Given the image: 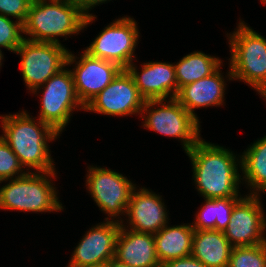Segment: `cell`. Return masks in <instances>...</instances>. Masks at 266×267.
I'll use <instances>...</instances> for the list:
<instances>
[{"label": "cell", "instance_id": "cell-9", "mask_svg": "<svg viewBox=\"0 0 266 267\" xmlns=\"http://www.w3.org/2000/svg\"><path fill=\"white\" fill-rule=\"evenodd\" d=\"M138 38L136 21L130 17H122L105 27L85 52L126 69L134 58Z\"/></svg>", "mask_w": 266, "mask_h": 267}, {"label": "cell", "instance_id": "cell-14", "mask_svg": "<svg viewBox=\"0 0 266 267\" xmlns=\"http://www.w3.org/2000/svg\"><path fill=\"white\" fill-rule=\"evenodd\" d=\"M75 66L76 68L71 70L75 90L84 106L104 90L123 70L116 63L90 56L85 51Z\"/></svg>", "mask_w": 266, "mask_h": 267}, {"label": "cell", "instance_id": "cell-4", "mask_svg": "<svg viewBox=\"0 0 266 267\" xmlns=\"http://www.w3.org/2000/svg\"><path fill=\"white\" fill-rule=\"evenodd\" d=\"M229 36V80H243L266 99V39L243 22Z\"/></svg>", "mask_w": 266, "mask_h": 267}, {"label": "cell", "instance_id": "cell-23", "mask_svg": "<svg viewBox=\"0 0 266 267\" xmlns=\"http://www.w3.org/2000/svg\"><path fill=\"white\" fill-rule=\"evenodd\" d=\"M242 197L205 199V205L196 215V222L192 223L194 230L214 229L222 231L227 228L235 204Z\"/></svg>", "mask_w": 266, "mask_h": 267}, {"label": "cell", "instance_id": "cell-11", "mask_svg": "<svg viewBox=\"0 0 266 267\" xmlns=\"http://www.w3.org/2000/svg\"><path fill=\"white\" fill-rule=\"evenodd\" d=\"M255 194L242 197L234 206L224 236L233 247L254 246L266 242V220Z\"/></svg>", "mask_w": 266, "mask_h": 267}, {"label": "cell", "instance_id": "cell-5", "mask_svg": "<svg viewBox=\"0 0 266 267\" xmlns=\"http://www.w3.org/2000/svg\"><path fill=\"white\" fill-rule=\"evenodd\" d=\"M48 176L55 177V171H29L24 176L11 179L0 188V209L24 212L61 211L62 204L58 201L57 192Z\"/></svg>", "mask_w": 266, "mask_h": 267}, {"label": "cell", "instance_id": "cell-32", "mask_svg": "<svg viewBox=\"0 0 266 267\" xmlns=\"http://www.w3.org/2000/svg\"><path fill=\"white\" fill-rule=\"evenodd\" d=\"M2 59H3V55H2V51H1V49H0V66H1V64H2V62H1Z\"/></svg>", "mask_w": 266, "mask_h": 267}, {"label": "cell", "instance_id": "cell-6", "mask_svg": "<svg viewBox=\"0 0 266 267\" xmlns=\"http://www.w3.org/2000/svg\"><path fill=\"white\" fill-rule=\"evenodd\" d=\"M14 53L21 56V73L26 87L33 93L65 66L76 62L74 54L61 43L35 42L24 38Z\"/></svg>", "mask_w": 266, "mask_h": 267}, {"label": "cell", "instance_id": "cell-2", "mask_svg": "<svg viewBox=\"0 0 266 267\" xmlns=\"http://www.w3.org/2000/svg\"><path fill=\"white\" fill-rule=\"evenodd\" d=\"M3 136L12 151L25 168L36 172L55 171L47 141L59 136L50 125L38 119V123L26 111L20 114L1 116Z\"/></svg>", "mask_w": 266, "mask_h": 267}, {"label": "cell", "instance_id": "cell-21", "mask_svg": "<svg viewBox=\"0 0 266 267\" xmlns=\"http://www.w3.org/2000/svg\"><path fill=\"white\" fill-rule=\"evenodd\" d=\"M240 157L241 170L253 193L266 192V136L256 141ZM252 187V188H251ZM255 190V192H254Z\"/></svg>", "mask_w": 266, "mask_h": 267}, {"label": "cell", "instance_id": "cell-17", "mask_svg": "<svg viewBox=\"0 0 266 267\" xmlns=\"http://www.w3.org/2000/svg\"><path fill=\"white\" fill-rule=\"evenodd\" d=\"M122 223L121 220L114 259L131 267H161L156 256L154 235L126 230Z\"/></svg>", "mask_w": 266, "mask_h": 267}, {"label": "cell", "instance_id": "cell-25", "mask_svg": "<svg viewBox=\"0 0 266 267\" xmlns=\"http://www.w3.org/2000/svg\"><path fill=\"white\" fill-rule=\"evenodd\" d=\"M22 168L24 167L20 164L18 156L0 136V183L13 179L15 174H18V177L24 176L27 172H23Z\"/></svg>", "mask_w": 266, "mask_h": 267}, {"label": "cell", "instance_id": "cell-24", "mask_svg": "<svg viewBox=\"0 0 266 267\" xmlns=\"http://www.w3.org/2000/svg\"><path fill=\"white\" fill-rule=\"evenodd\" d=\"M228 267H266V242L254 246L233 247Z\"/></svg>", "mask_w": 266, "mask_h": 267}, {"label": "cell", "instance_id": "cell-30", "mask_svg": "<svg viewBox=\"0 0 266 267\" xmlns=\"http://www.w3.org/2000/svg\"><path fill=\"white\" fill-rule=\"evenodd\" d=\"M106 267H131V266L126 265L124 263H120L116 259H111L106 263Z\"/></svg>", "mask_w": 266, "mask_h": 267}, {"label": "cell", "instance_id": "cell-20", "mask_svg": "<svg viewBox=\"0 0 266 267\" xmlns=\"http://www.w3.org/2000/svg\"><path fill=\"white\" fill-rule=\"evenodd\" d=\"M194 228L190 224L164 226L154 233L155 251L160 264L191 255Z\"/></svg>", "mask_w": 266, "mask_h": 267}, {"label": "cell", "instance_id": "cell-29", "mask_svg": "<svg viewBox=\"0 0 266 267\" xmlns=\"http://www.w3.org/2000/svg\"><path fill=\"white\" fill-rule=\"evenodd\" d=\"M86 16H89V9L94 8L95 5H98L107 0H71Z\"/></svg>", "mask_w": 266, "mask_h": 267}, {"label": "cell", "instance_id": "cell-13", "mask_svg": "<svg viewBox=\"0 0 266 267\" xmlns=\"http://www.w3.org/2000/svg\"><path fill=\"white\" fill-rule=\"evenodd\" d=\"M120 228V220H107L91 228L75 248L67 267L106 264L114 259Z\"/></svg>", "mask_w": 266, "mask_h": 267}, {"label": "cell", "instance_id": "cell-12", "mask_svg": "<svg viewBox=\"0 0 266 267\" xmlns=\"http://www.w3.org/2000/svg\"><path fill=\"white\" fill-rule=\"evenodd\" d=\"M145 99L140 95L132 76L123 69L118 76L86 106L99 114L125 116L141 114Z\"/></svg>", "mask_w": 266, "mask_h": 267}, {"label": "cell", "instance_id": "cell-8", "mask_svg": "<svg viewBox=\"0 0 266 267\" xmlns=\"http://www.w3.org/2000/svg\"><path fill=\"white\" fill-rule=\"evenodd\" d=\"M39 119L50 125L57 133L65 128L71 117V112L85 109L79 100L71 70L63 68L44 83Z\"/></svg>", "mask_w": 266, "mask_h": 267}, {"label": "cell", "instance_id": "cell-15", "mask_svg": "<svg viewBox=\"0 0 266 267\" xmlns=\"http://www.w3.org/2000/svg\"><path fill=\"white\" fill-rule=\"evenodd\" d=\"M140 95L146 100H165L177 95L175 66L166 62L144 63L139 74L133 62L126 68Z\"/></svg>", "mask_w": 266, "mask_h": 267}, {"label": "cell", "instance_id": "cell-7", "mask_svg": "<svg viewBox=\"0 0 266 267\" xmlns=\"http://www.w3.org/2000/svg\"><path fill=\"white\" fill-rule=\"evenodd\" d=\"M166 101L168 104L163 103ZM155 105H161L151 109ZM145 119L144 127L165 136L179 138L188 152L201 138L199 120L190 114L175 98L167 100H146L141 114Z\"/></svg>", "mask_w": 266, "mask_h": 267}, {"label": "cell", "instance_id": "cell-18", "mask_svg": "<svg viewBox=\"0 0 266 267\" xmlns=\"http://www.w3.org/2000/svg\"><path fill=\"white\" fill-rule=\"evenodd\" d=\"M220 67L211 75L198 81L181 87L175 99L197 119L194 113L195 108L220 106L223 101L225 85L223 75L220 73Z\"/></svg>", "mask_w": 266, "mask_h": 267}, {"label": "cell", "instance_id": "cell-22", "mask_svg": "<svg viewBox=\"0 0 266 267\" xmlns=\"http://www.w3.org/2000/svg\"><path fill=\"white\" fill-rule=\"evenodd\" d=\"M222 61L203 52H193L183 57L175 64L178 90L190 83L198 81L214 73L221 67Z\"/></svg>", "mask_w": 266, "mask_h": 267}, {"label": "cell", "instance_id": "cell-26", "mask_svg": "<svg viewBox=\"0 0 266 267\" xmlns=\"http://www.w3.org/2000/svg\"><path fill=\"white\" fill-rule=\"evenodd\" d=\"M20 32H23L22 23L0 14V47L15 52L24 39Z\"/></svg>", "mask_w": 266, "mask_h": 267}, {"label": "cell", "instance_id": "cell-10", "mask_svg": "<svg viewBox=\"0 0 266 267\" xmlns=\"http://www.w3.org/2000/svg\"><path fill=\"white\" fill-rule=\"evenodd\" d=\"M87 188L98 207L112 217L126 213L131 194L137 189L130 180L111 169L89 167Z\"/></svg>", "mask_w": 266, "mask_h": 267}, {"label": "cell", "instance_id": "cell-1", "mask_svg": "<svg viewBox=\"0 0 266 267\" xmlns=\"http://www.w3.org/2000/svg\"><path fill=\"white\" fill-rule=\"evenodd\" d=\"M194 181L204 199L239 197L236 156L228 149L200 139L188 152Z\"/></svg>", "mask_w": 266, "mask_h": 267}, {"label": "cell", "instance_id": "cell-28", "mask_svg": "<svg viewBox=\"0 0 266 267\" xmlns=\"http://www.w3.org/2000/svg\"><path fill=\"white\" fill-rule=\"evenodd\" d=\"M161 267H207L204 263L193 257L192 255L169 260L161 264Z\"/></svg>", "mask_w": 266, "mask_h": 267}, {"label": "cell", "instance_id": "cell-16", "mask_svg": "<svg viewBox=\"0 0 266 267\" xmlns=\"http://www.w3.org/2000/svg\"><path fill=\"white\" fill-rule=\"evenodd\" d=\"M164 206L161 196L145 188H140L138 192L134 189L126 210L129 225H132L129 229L157 233L168 223V214Z\"/></svg>", "mask_w": 266, "mask_h": 267}, {"label": "cell", "instance_id": "cell-3", "mask_svg": "<svg viewBox=\"0 0 266 267\" xmlns=\"http://www.w3.org/2000/svg\"><path fill=\"white\" fill-rule=\"evenodd\" d=\"M95 17L86 16L71 0H33L22 33L32 36L27 40L59 44L55 37L79 34Z\"/></svg>", "mask_w": 266, "mask_h": 267}, {"label": "cell", "instance_id": "cell-19", "mask_svg": "<svg viewBox=\"0 0 266 267\" xmlns=\"http://www.w3.org/2000/svg\"><path fill=\"white\" fill-rule=\"evenodd\" d=\"M232 248L222 231L195 230L191 255L207 267H228Z\"/></svg>", "mask_w": 266, "mask_h": 267}, {"label": "cell", "instance_id": "cell-27", "mask_svg": "<svg viewBox=\"0 0 266 267\" xmlns=\"http://www.w3.org/2000/svg\"><path fill=\"white\" fill-rule=\"evenodd\" d=\"M33 0H0V14L15 17L24 23Z\"/></svg>", "mask_w": 266, "mask_h": 267}, {"label": "cell", "instance_id": "cell-31", "mask_svg": "<svg viewBox=\"0 0 266 267\" xmlns=\"http://www.w3.org/2000/svg\"><path fill=\"white\" fill-rule=\"evenodd\" d=\"M81 267H106V264H97V265H85Z\"/></svg>", "mask_w": 266, "mask_h": 267}]
</instances>
